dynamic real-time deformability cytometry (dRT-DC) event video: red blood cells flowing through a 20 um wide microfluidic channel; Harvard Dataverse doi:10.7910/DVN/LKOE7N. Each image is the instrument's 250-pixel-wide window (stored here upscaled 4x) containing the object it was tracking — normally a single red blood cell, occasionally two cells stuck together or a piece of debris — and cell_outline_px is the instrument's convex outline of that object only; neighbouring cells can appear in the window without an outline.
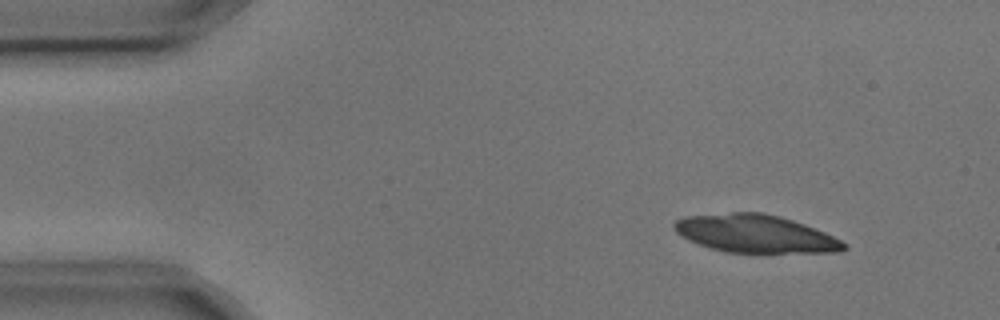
{"species": "common noctule bat (a hibernating species)", "species_latin": "Nyctalus noctula", "temperature_condition": "cold", "stored_images_in_passage": 10, "camera_frame_rate_fps": 3000, "um_per_image_px": 0.085, "animal": {"sex": "male", "body_mass_g": 17.9, "forearm_length_mm": 54.2}, "frame": {"image": 1, "passage_image": 1, "time_ms": 0.0, "image_size_px": [1000, 320], "cell_outline_px": [[848, 248], [840, 252], [728, 252], [712, 248], [688, 240], [676, 232], [672, 228], [672, 224], [676, 220], [684, 216], [732, 212], [764, 212], [780, 216], [804, 224], [824, 232], [848, 244]], "centroid_in_image_um": [64.19, 19.85], "position_along_channel_um": 20.8, "area_um2": 37.34}}
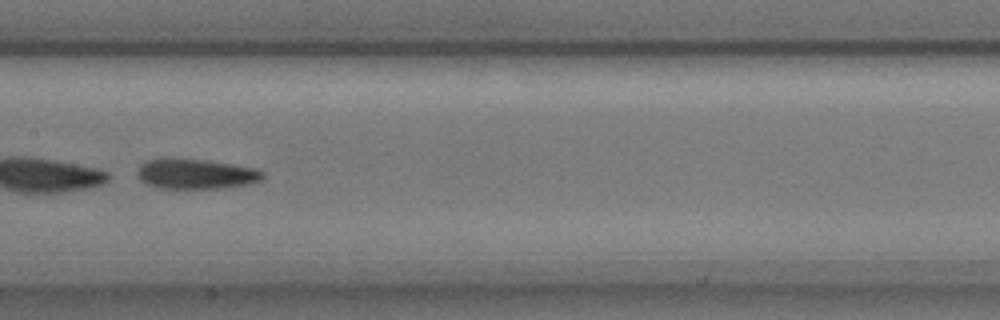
{"frame": {"image": 2, "passage_image": 7, "time_ms": 2.0, "image_size_px": [1000, 320], "cell_outline_px": [[264, 176], [260, 180], [248, 184], [224, 188], [160, 188], [144, 184], [136, 176], [136, 172], [140, 164], [148, 160], [208, 160], [256, 168], [264, 172]], "centroid_in_image_um": [16.65, 14.81], "position_along_channel_um": 190.8, "area_um2": 21.73}}
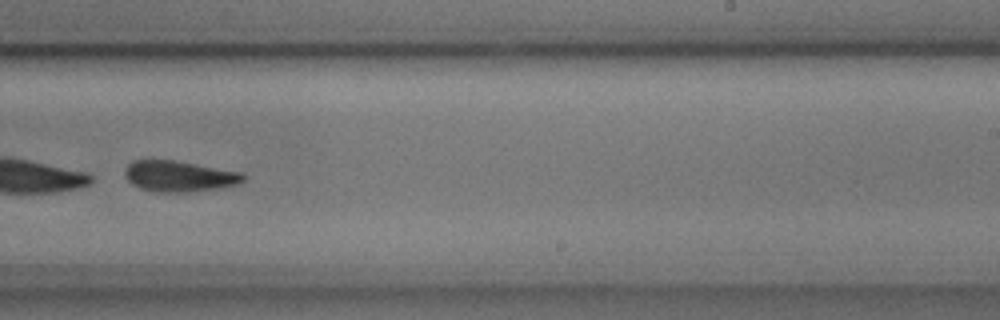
{"frame": {"image": 3, "passage_image": 9, "time_ms": 2.667, "image_size_px": [1000, 320], "cell_outline_px": [[244, 180], [236, 184], [220, 188], [188, 192], [160, 192], [140, 188], [132, 184], [124, 176], [124, 168], [132, 160], [176, 160], [244, 172]], "centroid_in_image_um": [15.22, 14.96], "position_along_channel_um": 273.8, "area_um2": 21.5}}